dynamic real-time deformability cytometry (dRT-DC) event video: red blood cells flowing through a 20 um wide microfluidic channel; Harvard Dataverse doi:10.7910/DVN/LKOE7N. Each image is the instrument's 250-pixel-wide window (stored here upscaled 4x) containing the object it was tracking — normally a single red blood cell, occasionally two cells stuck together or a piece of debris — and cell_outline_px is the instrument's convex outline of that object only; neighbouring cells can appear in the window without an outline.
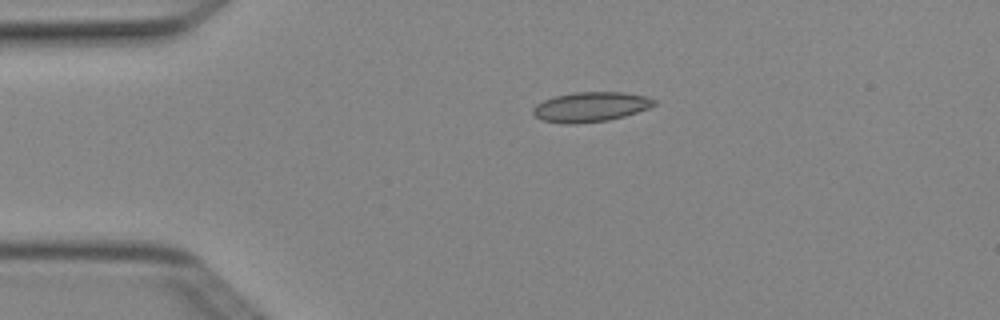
{"species": "Egyptian fruit bat (a non-hibernating species)", "species_latin": "Rousettus aegyptiacus", "temperature_condition": "cold", "stored_images_in_passage": 5, "camera_frame_rate_fps": 3000, "um_per_image_px": 0.085, "animal": {"sex": "female"}, "frame": {"image": 1, "passage_image": 4, "time_ms": 1.0, "image_size_px": [1000, 320], "cell_outline_px": [[656, 104], [648, 108], [624, 116], [608, 120], [576, 124], [564, 124], [540, 120], [532, 116], [532, 108], [536, 104], [544, 100], [556, 96], [576, 92], [624, 92], [644, 96], [656, 100]], "centroid_in_image_um": [50.14, 9.1], "position_along_channel_um": 34.9, "area_um2": 21.1}}